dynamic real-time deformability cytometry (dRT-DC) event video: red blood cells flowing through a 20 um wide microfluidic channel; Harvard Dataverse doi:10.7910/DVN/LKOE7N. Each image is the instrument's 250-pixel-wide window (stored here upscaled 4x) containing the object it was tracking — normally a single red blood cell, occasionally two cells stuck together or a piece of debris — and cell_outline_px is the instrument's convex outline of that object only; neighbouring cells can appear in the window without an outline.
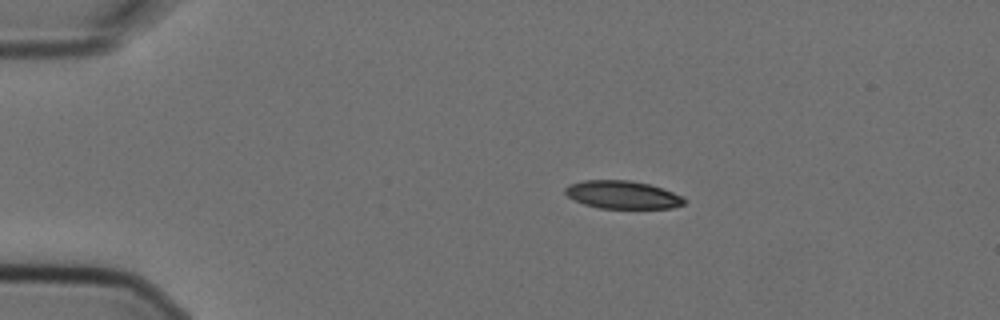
{"species": "Egyptian fruit bat (a non-hibernating species)", "species_latin": "Rousettus aegyptiacus", "temperature_condition": "cold", "stored_images_in_passage": 2, "camera_frame_rate_fps": 3000, "um_per_image_px": 0.085, "animal": {"sex": "female"}, "frame": {"image": 1, "passage_image": 1, "time_ms": 0.0, "image_size_px": [1000, 320], "cell_outline_px": [[684, 204], [672, 208], [600, 208], [584, 204], [568, 196], [564, 192], [564, 188], [568, 184], [584, 180], [632, 180], [648, 184], [684, 196]], "centroid_in_image_um": [52.89, 16.55], "position_along_channel_um": 32.1, "area_um2": 19.31}}